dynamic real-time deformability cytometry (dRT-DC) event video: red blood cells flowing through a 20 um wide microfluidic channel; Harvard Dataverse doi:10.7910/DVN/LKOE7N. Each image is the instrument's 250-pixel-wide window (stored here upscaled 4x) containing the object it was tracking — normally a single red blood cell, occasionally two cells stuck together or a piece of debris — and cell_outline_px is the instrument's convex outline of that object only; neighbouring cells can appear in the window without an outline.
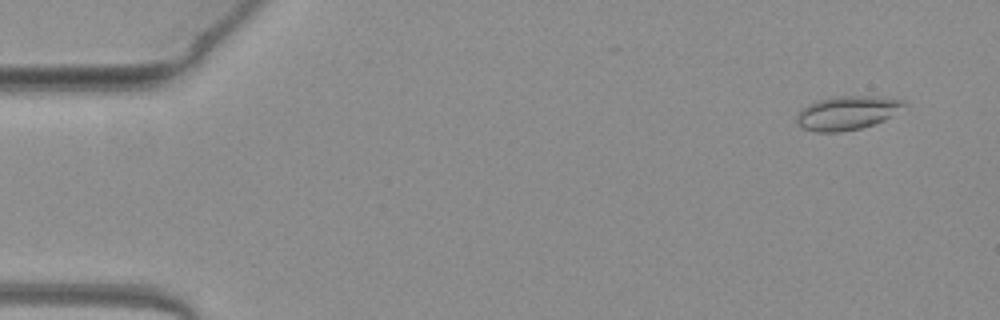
{"species": "common noctule bat (a hibernating species)", "species_latin": "Nyctalus noctula", "temperature_condition": "warm", "stored_images_in_passage": 13, "camera_frame_rate_fps": 3000, "um_per_image_px": 0.085, "animal": {"sex": "female", "body_mass_g": 19.3, "forearm_length_mm": 54.1}, "frame": {"image": 1, "passage_image": 4, "time_ms": 1.0, "image_size_px": [1000, 320], "cell_outline_px": [[908, 104], [892, 116], [884, 120], [860, 128], [836, 132], [816, 132], [804, 128], [796, 124], [796, 120], [800, 108], [816, 100], [836, 96], [880, 96], [904, 100]], "centroid_in_image_um": [72.0, 9.58], "position_along_channel_um": 13.0, "area_um2": 21.27}}